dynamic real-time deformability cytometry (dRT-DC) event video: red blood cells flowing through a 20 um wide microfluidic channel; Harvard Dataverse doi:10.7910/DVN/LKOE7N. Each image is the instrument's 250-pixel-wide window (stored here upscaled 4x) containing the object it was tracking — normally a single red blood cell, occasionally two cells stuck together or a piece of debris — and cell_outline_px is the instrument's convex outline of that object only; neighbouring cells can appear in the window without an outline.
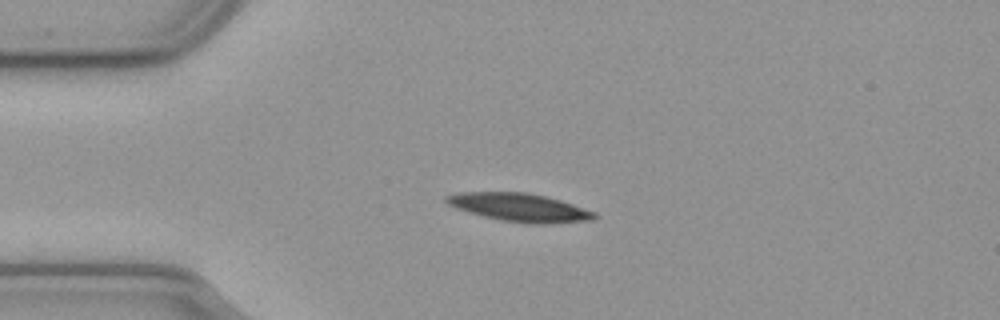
{"species": "common noctule bat (a hibernating species)", "species_latin": "Nyctalus noctula", "temperature_condition": "cold", "stored_images_in_passage": 50, "camera_frame_rate_fps": 3000, "um_per_image_px": 0.085, "animal": {"sex": "male", "body_mass_g": 23.1, "forearm_length_mm": 52.7}, "frame": {"image": 1, "passage_image": 7, "time_ms": 2.0, "image_size_px": [1000, 320], "cell_outline_px": [[600, 216], [592, 220], [548, 224], [524, 224], [500, 220], [468, 212], [456, 208], [448, 204], [444, 200], [444, 196], [456, 192], [528, 192], [560, 200], [596, 212]], "centroid_in_image_um": [44.16, 17.64], "position_along_channel_um": 40.8, "area_um2": 24.62}}
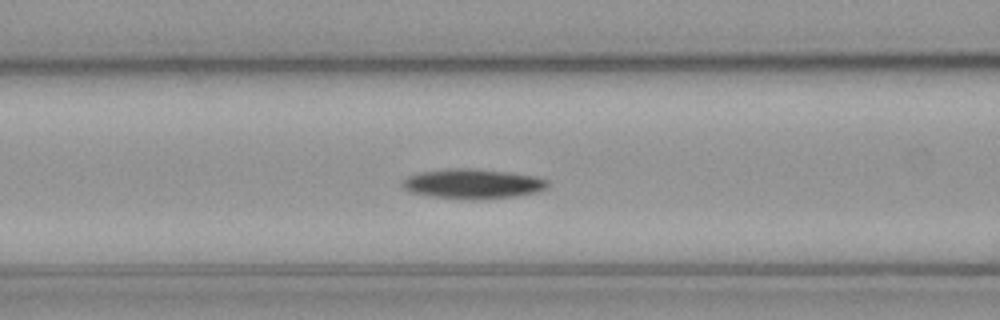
{"frame": {"image": 2, "passage_image": 16, "time_ms": 5.0, "image_size_px": [1000, 320], "cell_outline_px": [[548, 184], [544, 188], [536, 192], [516, 196], [428, 196], [408, 192], [400, 184], [408, 176], [424, 172], [452, 168], [460, 168], [508, 172], [536, 176], [548, 180]], "centroid_in_image_um": [40.16, 15.58], "position_along_channel_um": 126.4, "area_um2": 23.7}}
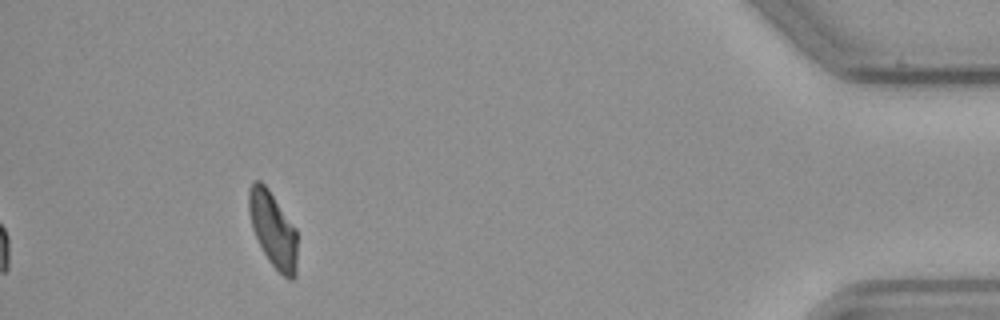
{"frame": {"image": 3, "passage_image": 45, "time_ms": 14.667, "image_size_px": [1000, 320], "cell_outline_px": [[296, 276], [292, 280], [288, 280], [268, 260], [252, 228], [248, 208], [248, 188], [256, 180], [260, 180], [268, 188], [296, 228]], "centroid_in_image_um": [23.2, 19.49], "position_along_channel_um": 412.0, "area_um2": 21.1}, "authors_computed_cell_mechanics": {"area_um2": 23.5246, "velocity_mm_per_s": 3.6455, "shape_relaxation_time_tau1_ms": 9.6927, "shape_relaxation_time_tau2_ms": null, "deformation_change_tau1": 0.183, "deformation_change_tau2": null}}